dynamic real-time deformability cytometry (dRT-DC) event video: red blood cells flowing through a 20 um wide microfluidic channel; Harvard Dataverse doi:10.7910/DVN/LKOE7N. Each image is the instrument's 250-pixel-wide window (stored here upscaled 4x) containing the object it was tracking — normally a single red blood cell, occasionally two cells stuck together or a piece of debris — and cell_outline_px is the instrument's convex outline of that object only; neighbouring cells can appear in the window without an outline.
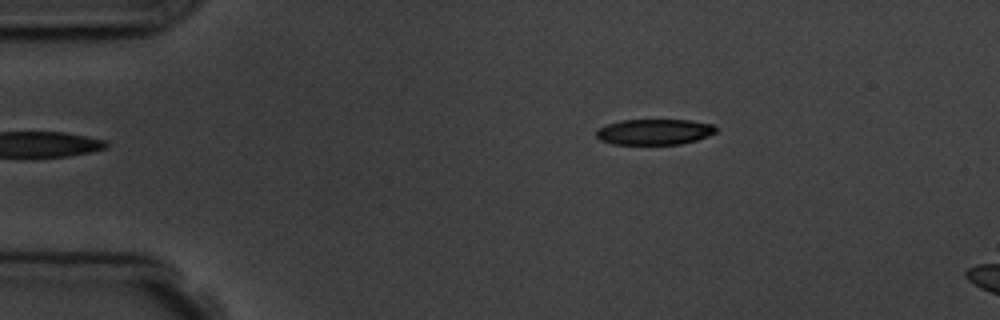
{"species": "common noctule bat (a hibernating species)", "species_latin": "Nyctalus noctula", "temperature_condition": "room temperature", "stored_images_in_passage": 2, "camera_frame_rate_fps": 3000, "um_per_image_px": 0.085, "animal": {"sex": "male", "body_mass_g": 19.5, "forearm_length_mm": 54.6}, "frame": {"image": 1, "passage_image": 2, "time_ms": 1.333, "image_size_px": [1000, 320], "cell_outline_px": [[716, 132], [708, 136], [696, 140], [680, 144], [612, 144], [600, 140], [596, 136], [596, 132], [600, 128], [608, 124], [620, 120], [692, 120], [712, 124], [716, 128]], "centroid_in_image_um": [55.63, 11.21], "position_along_channel_um": 29.4, "area_um2": 17.86}}